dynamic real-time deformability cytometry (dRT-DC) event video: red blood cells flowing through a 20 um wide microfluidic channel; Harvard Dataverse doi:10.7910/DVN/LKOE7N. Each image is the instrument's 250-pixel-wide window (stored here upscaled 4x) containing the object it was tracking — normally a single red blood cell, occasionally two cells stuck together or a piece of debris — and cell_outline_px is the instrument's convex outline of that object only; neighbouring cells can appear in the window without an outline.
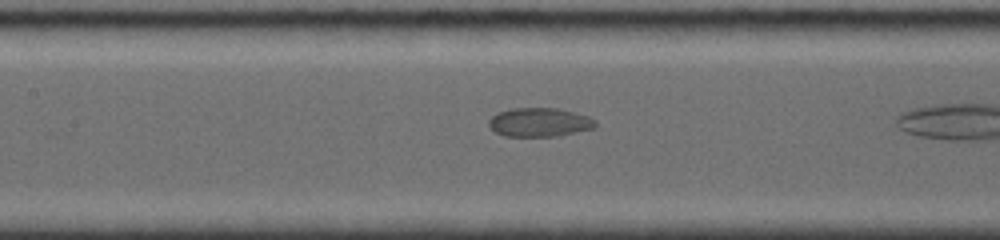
{"species": "common noctule bat (a hibernating species)", "species_latin": "Nyctalus noctula", "temperature_condition": "room temperature", "stored_images_in_passage": 18, "camera_frame_rate_fps": 4000, "um_per_image_px": 0.085, "animal": {"sex": "female", "body_mass_g": 19.0, "forearm_length_mm": 56.7}, "frame": {"image": 1, "passage_image": 8, "time_ms": 3.0, "image_size_px": [1000, 240], "cell_outline_px": [[596, 128], [556, 136], [504, 136], [496, 132], [488, 124], [488, 120], [492, 116], [500, 112], [512, 108], [560, 108], [588, 116], [596, 120]], "centroid_in_image_um": [45.88, 10.39], "position_along_channel_um": 161.5, "area_um2": 17.92}}
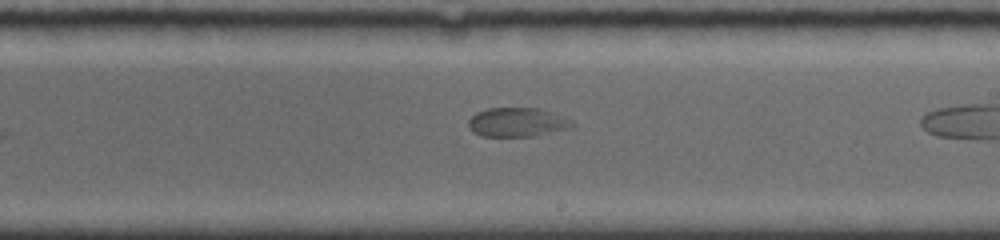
{"frame": {"image": 2, "passage_image": 13, "time_ms": 5.25, "image_size_px": [1000, 240], "cell_outline_px": [[576, 124], [568, 128], [536, 136], [480, 136], [472, 132], [468, 128], [468, 120], [476, 112], [488, 108], [540, 108], [564, 116], [572, 120]], "centroid_in_image_um": [43.95, 10.39], "position_along_channel_um": 245.1, "area_um2": 17.74}}
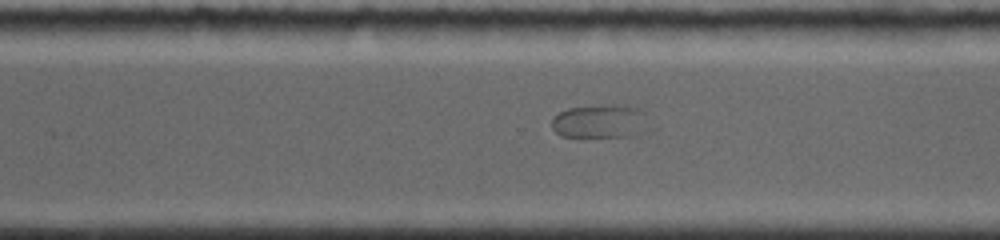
{"frame": {"image": 3, "passage_image": 16, "time_ms": 7.25, "image_size_px": [1000, 240], "cell_outline_px": [[648, 112], [632, 136], [584, 140], [560, 136], [552, 128], [552, 116], [568, 108], [616, 104], [624, 104]], "centroid_in_image_um": [50.84, 10.35], "position_along_channel_um": 319.8, "area_um2": 19.31}}